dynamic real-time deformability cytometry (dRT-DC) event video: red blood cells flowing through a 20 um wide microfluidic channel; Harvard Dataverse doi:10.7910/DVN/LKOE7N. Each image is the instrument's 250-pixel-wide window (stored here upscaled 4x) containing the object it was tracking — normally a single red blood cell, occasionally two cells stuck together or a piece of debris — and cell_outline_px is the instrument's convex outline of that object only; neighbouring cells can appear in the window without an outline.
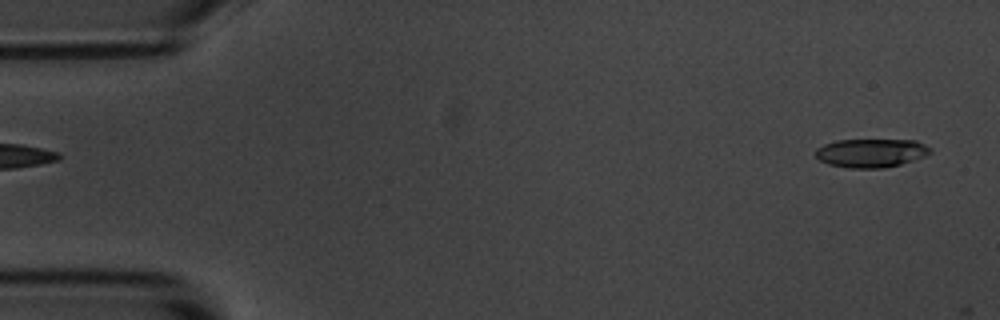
{"species": "common noctule bat (a hibernating species)", "species_latin": "Nyctalus noctula", "temperature_condition": "room temperature", "stored_images_in_passage": 5, "segment_of_instrument_passage": [2, 2], "camera_frame_rate_fps": 3000, "um_per_image_px": 0.085, "animal": {"sex": "male", "body_mass_g": 20.1, "forearm_length_mm": 53.5}, "frame": {"image": 1, "passage_image": 5, "time_ms": 5.333, "image_size_px": [1000, 320], "cell_outline_px": [[932, 152], [924, 156], [900, 164], [884, 168], [848, 168], [828, 164], [820, 160], [816, 156], [816, 148], [824, 144], [836, 140], [916, 140], [932, 148]], "centroid_in_image_um": [74.04, 13.0], "position_along_channel_um": 11.0, "area_um2": 19.13}}